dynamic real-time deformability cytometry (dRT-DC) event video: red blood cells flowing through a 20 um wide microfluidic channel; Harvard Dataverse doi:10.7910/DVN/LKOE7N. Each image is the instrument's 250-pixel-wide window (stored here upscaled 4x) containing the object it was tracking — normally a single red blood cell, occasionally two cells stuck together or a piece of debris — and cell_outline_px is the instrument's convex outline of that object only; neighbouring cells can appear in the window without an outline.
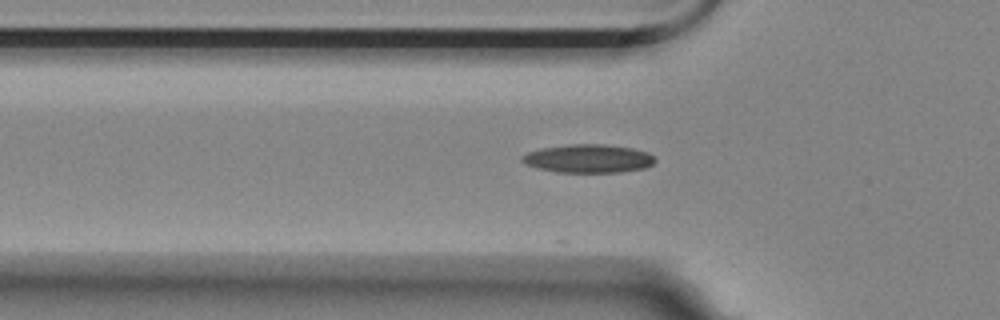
{"species": "Egyptian fruit bat (a non-hibernating species)", "species_latin": "Rousettus aegyptiacus", "temperature_condition": "room temperature", "stored_images_in_passage": 8, "camera_frame_rate_fps": 3000, "um_per_image_px": 0.085, "animal": {"sex": "female"}, "frame": {"image": 1, "passage_image": 5, "time_ms": 1.333, "image_size_px": [1000, 320], "cell_outline_px": [[656, 160], [652, 164], [644, 168], [620, 172], [556, 172], [524, 164], [520, 160], [520, 156], [528, 152], [540, 148], [572, 144], [604, 144], [632, 148], [648, 152]], "centroid_in_image_um": [49.98, 13.47], "position_along_channel_um": 75.8, "area_um2": 21.96}}